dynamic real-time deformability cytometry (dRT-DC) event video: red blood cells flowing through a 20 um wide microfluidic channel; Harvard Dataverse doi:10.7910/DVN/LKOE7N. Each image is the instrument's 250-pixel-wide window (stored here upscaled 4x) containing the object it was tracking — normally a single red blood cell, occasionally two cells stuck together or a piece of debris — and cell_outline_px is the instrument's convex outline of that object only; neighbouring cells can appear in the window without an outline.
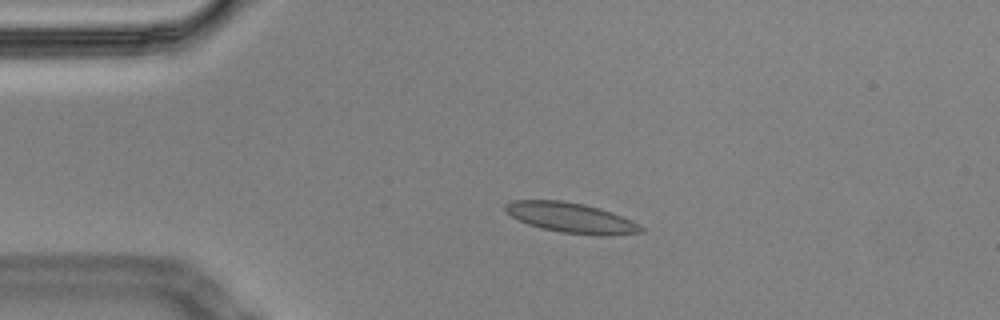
{"species": "Egyptian fruit bat (a non-hibernating species)", "species_latin": "Rousettus aegyptiacus", "temperature_condition": "cold", "stored_images_in_passage": 47, "camera_frame_rate_fps": 3000, "um_per_image_px": 0.085, "animal": {"sex": "male"}, "frame": {"image": 1, "passage_image": 2, "time_ms": 0.333, "image_size_px": [1000, 320], "cell_outline_px": [[644, 232], [612, 236], [600, 236], [560, 232], [540, 228], [528, 224], [504, 212], [504, 204], [512, 200], [560, 200], [584, 204], [600, 208], [612, 212], [632, 220], [640, 224], [644, 228]], "centroid_in_image_um": [48.57, 18.52], "position_along_channel_um": 36.4, "area_um2": 24.16}}
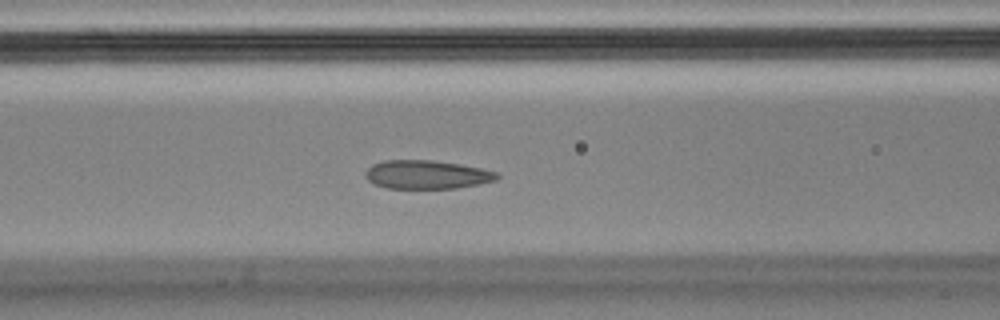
{"frame": {"image": 2, "passage_image": 13, "time_ms": 4.0, "image_size_px": [1000, 320], "cell_outline_px": [[500, 176], [496, 180], [480, 184], [456, 188], [388, 188], [372, 184], [364, 176], [364, 172], [372, 164], [384, 160], [432, 160], [460, 164], [500, 172]], "centroid_in_image_um": [36.27, 14.84], "position_along_channel_um": 130.3, "area_um2": 22.14}}
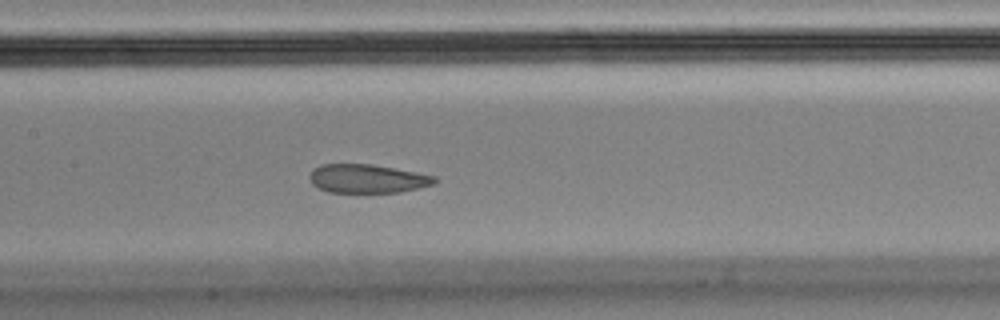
{"frame": {"image": 3, "passage_image": 17, "time_ms": 5.333, "image_size_px": [1000, 320], "cell_outline_px": [[436, 184], [400, 192], [328, 192], [316, 188], [312, 184], [308, 176], [312, 168], [320, 164], [372, 164], [416, 172], [436, 176]], "centroid_in_image_um": [31.18, 15.18], "position_along_channel_um": 176.2, "area_um2": 21.1}, "authors_computed_cell_mechanics": {"area_um2": 23.8714, "velocity_mm_per_s": 3.4378, "shape_relaxation_time_tau1_ms": null, "shape_relaxation_time_tau2_ms": 1.2412, "deformation_change_tau1": null, "deformation_change_tau2": 0.067}}